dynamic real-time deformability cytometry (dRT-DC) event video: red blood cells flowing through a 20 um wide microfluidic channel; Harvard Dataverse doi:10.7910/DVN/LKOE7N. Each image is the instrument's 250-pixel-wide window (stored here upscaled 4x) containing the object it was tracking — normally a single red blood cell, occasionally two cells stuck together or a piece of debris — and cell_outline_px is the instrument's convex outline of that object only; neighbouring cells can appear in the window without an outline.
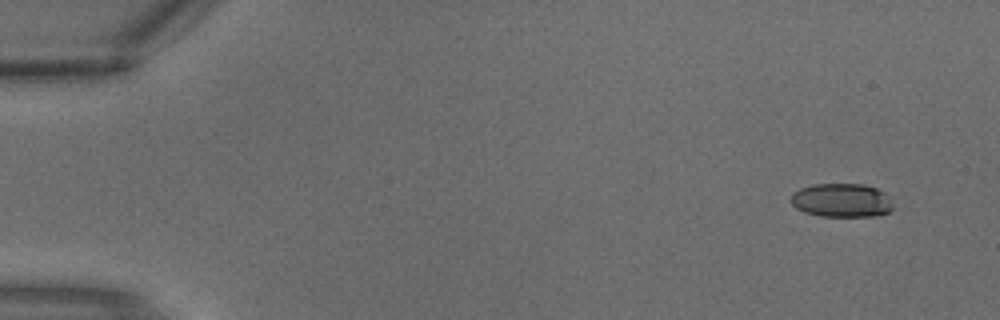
{"species": "common noctule bat (a hibernating species)", "species_latin": "Nyctalus noctula", "temperature_condition": "warm", "stored_images_in_passage": 3, "camera_frame_rate_fps": 3000, "um_per_image_px": 0.085, "animal": {"sex": "male", "body_mass_g": 18.8}, "frame": {"image": 1, "passage_image": 1, "time_ms": 0.0, "image_size_px": [1000, 320], "cell_outline_px": [[896, 208], [888, 212], [876, 216], [820, 216], [804, 212], [796, 208], [792, 204], [792, 192], [800, 188], [812, 184], [864, 184], [876, 188], [884, 192]], "centroid_in_image_um": [71.55, 17.03], "position_along_channel_um": 13.4, "area_um2": 20.23}}